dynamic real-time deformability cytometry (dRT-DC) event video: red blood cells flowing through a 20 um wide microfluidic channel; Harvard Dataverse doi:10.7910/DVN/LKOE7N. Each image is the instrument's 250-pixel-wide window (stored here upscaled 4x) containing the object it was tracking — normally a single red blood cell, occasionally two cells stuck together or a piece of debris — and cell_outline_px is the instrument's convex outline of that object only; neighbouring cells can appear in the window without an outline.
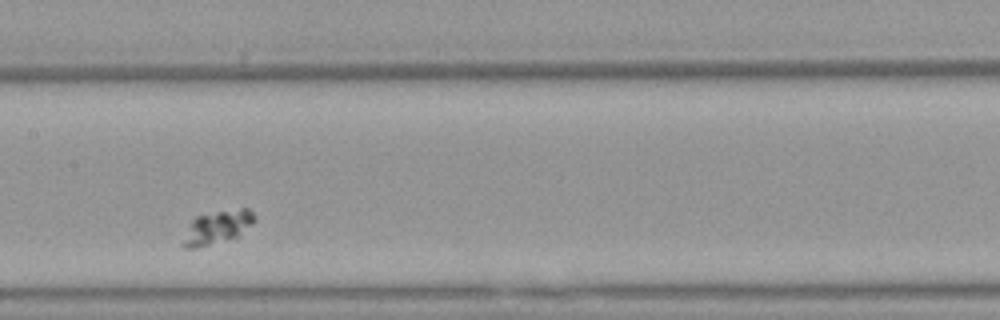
{"species": "Egyptian fruit bat (a non-hibernating species)", "species_latin": "Rousettus aegyptiacus", "temperature_condition": "warm", "stored_images_in_passage": 7, "camera_frame_rate_fps": 3000, "um_per_image_px": 0.085, "animal": {"sex": "female"}, "frame": {"image": 1, "passage_image": 4, "time_ms": 1.0, "image_size_px": [1000, 320], "cell_outline_px": [[256, 220], [252, 224], [236, 236], [228, 240], [196, 248], [184, 248], [180, 244], [192, 220], [196, 216], [216, 212], [240, 208], [248, 208], [256, 216]], "centroid_in_image_um": [18.46, 19.32], "position_along_channel_um": 188.9, "area_um2": 13.76}}
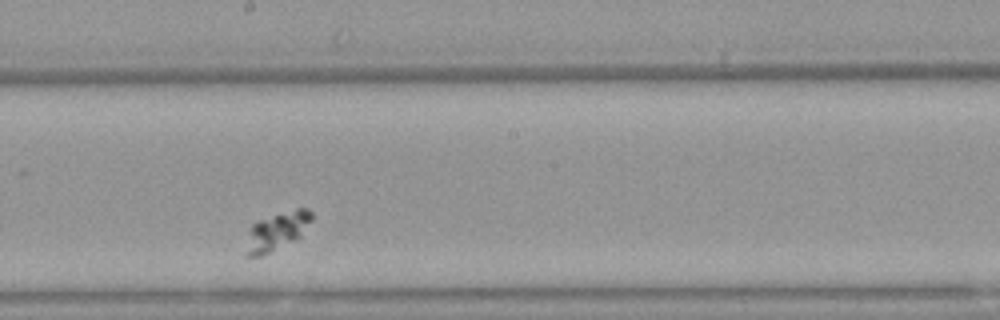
{"frame": {"image": 2, "passage_image": 5, "time_ms": 1.333, "image_size_px": [1000, 320], "cell_outline_px": [[312, 220], [300, 236], [260, 256], [244, 256], [248, 232], [252, 224], [256, 220], [296, 208], [308, 208], [312, 212]], "centroid_in_image_um": [23.5, 19.62], "position_along_channel_um": 224.7, "area_um2": 14.45}}
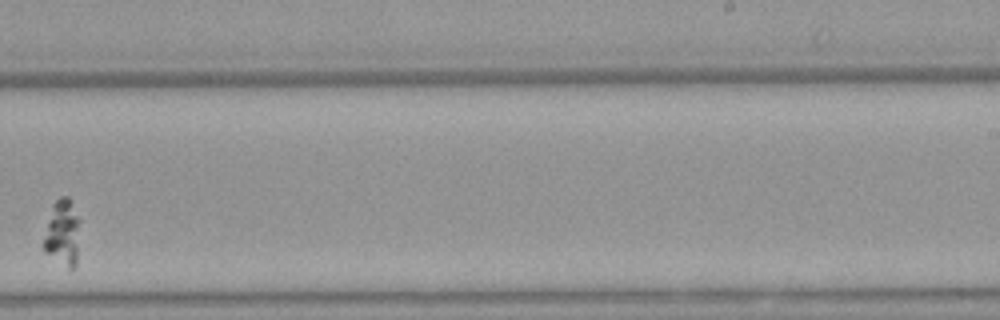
{"frame": {"image": 3, "passage_image": 6, "time_ms": 1.667, "image_size_px": [1000, 320], "cell_outline_px": [[80, 220], [76, 264], [72, 268], [68, 268], [44, 252], [40, 244], [52, 204], [60, 196], [68, 196]], "centroid_in_image_um": [5.27, 19.78], "position_along_channel_um": 283.7, "area_um2": 14.33}}